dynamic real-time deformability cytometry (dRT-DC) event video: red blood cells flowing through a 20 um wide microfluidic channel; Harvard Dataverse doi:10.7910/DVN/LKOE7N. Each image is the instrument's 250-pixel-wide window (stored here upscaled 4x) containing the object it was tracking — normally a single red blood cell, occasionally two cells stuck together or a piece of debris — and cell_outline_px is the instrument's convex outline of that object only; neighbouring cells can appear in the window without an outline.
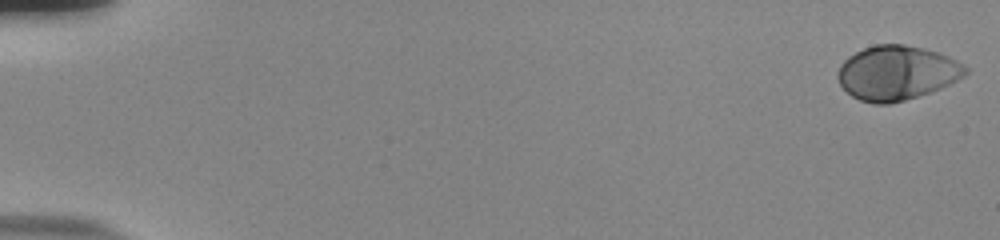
{"species": "human", "species_latin": "Homo sapiens", "temperature_condition": "room temperature", "stored_images_in_passage": 56, "camera_frame_rate_fps": 3000, "um_per_image_px": 0.085, "donor": {"sex": "male"}, "frame": {"image": 1, "passage_image": 1, "time_ms": 0.0, "image_size_px": [1000, 240], "cell_outline_px": [[968, 72], [964, 76], [940, 88], [904, 100], [888, 104], [876, 104], [860, 100], [852, 96], [840, 84], [836, 76], [840, 64], [848, 56], [864, 48], [876, 44], [904, 44], [924, 48], [948, 56], [964, 64], [968, 68]], "centroid_in_image_um": [76.21, 6.18], "position_along_channel_um": 8.8, "area_um2": 40.29}}
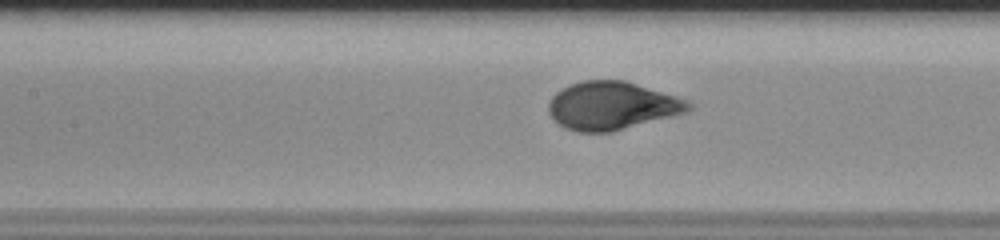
{"frame": {"image": 2, "passage_image": 27, "time_ms": 8.667, "image_size_px": [1000, 240], "cell_outline_px": [[692, 108], [688, 112], [612, 132], [576, 132], [564, 128], [548, 112], [548, 104], [552, 96], [556, 92], [572, 84], [584, 80], [624, 80], [676, 96], [688, 100], [692, 104]], "centroid_in_image_um": [52.03, 8.99], "position_along_channel_um": 155.4, "area_um2": 39.13}}
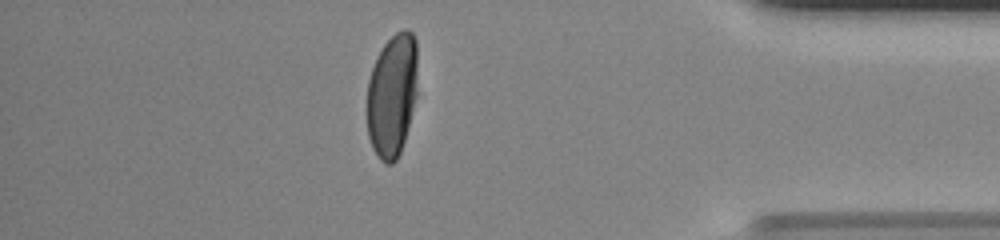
{"frame": {"image": 3, "passage_image": 49, "time_ms": 16.0, "image_size_px": [1000, 240], "cell_outline_px": [[416, 96], [404, 140], [400, 152], [396, 160], [392, 164], [384, 164], [380, 160], [372, 148], [368, 136], [368, 80], [376, 56], [384, 44], [396, 32], [404, 28], [408, 28], [412, 32], [416, 40]], "centroid_in_image_um": [33.32, 8.08], "position_along_channel_um": 401.9, "area_um2": 36.24}, "authors_computed_cell_mechanics": {"area_um2": 39.1595, "velocity_mm_per_s": 3.755, "shape_relaxation_time_tau1_ms": 3.1763, "shape_relaxation_time_tau2_ms": null, "deformation_change_tau1": 0.1977, "deformation_change_tau2": null}}